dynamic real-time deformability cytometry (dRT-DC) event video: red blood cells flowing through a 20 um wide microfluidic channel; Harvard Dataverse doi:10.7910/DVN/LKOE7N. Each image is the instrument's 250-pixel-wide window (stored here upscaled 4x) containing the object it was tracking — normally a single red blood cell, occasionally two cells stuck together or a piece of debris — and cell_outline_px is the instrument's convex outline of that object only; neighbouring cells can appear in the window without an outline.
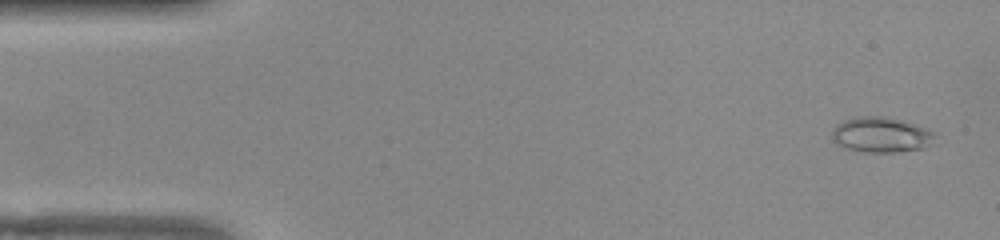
{"species": "common noctule bat (a hibernating species)", "species_latin": "Nyctalus noctula", "temperature_condition": "warm", "stored_images_in_passage": 52, "camera_frame_rate_fps": 3000, "um_per_image_px": 0.085, "animal": {"sex": "female", "body_mass_g": 22.0, "forearm_length_mm": 56.7}, "frame": {"image": 1, "passage_image": 2, "time_ms": 0.333, "image_size_px": [1000, 240], "cell_outline_px": [[936, 144], [924, 148], [896, 152], [864, 152], [844, 148], [836, 144], [832, 140], [832, 128], [836, 124], [844, 120], [856, 116], [888, 116], [904, 120], [936, 132]], "centroid_in_image_um": [74.93, 11.45], "position_along_channel_um": 10.1, "area_um2": 21.85}}
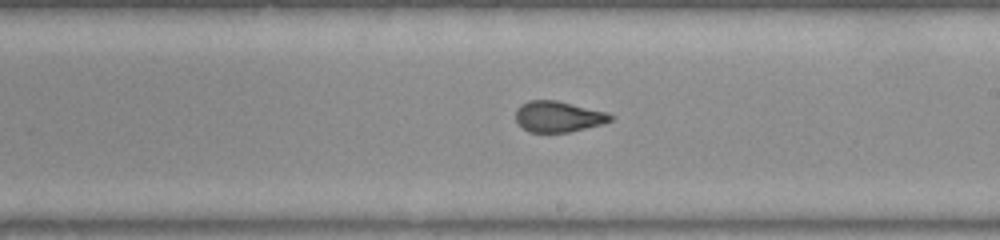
{"frame": {"image": 2, "passage_image": 29, "time_ms": 9.333, "image_size_px": [1000, 240], "cell_outline_px": [[616, 116], [612, 120], [604, 124], [568, 132], [528, 132], [516, 120], [516, 108], [520, 104], [528, 100], [556, 100], [608, 112]], "centroid_in_image_um": [47.49, 9.9], "position_along_channel_um": 241.5, "area_um2": 17.22}}
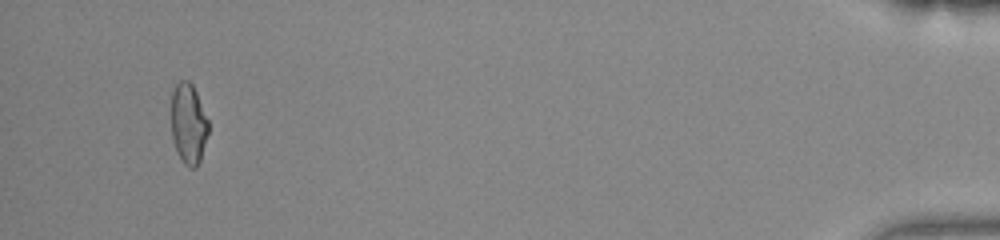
{"frame": {"image": 3, "passage_image": 49, "time_ms": 16.0, "image_size_px": [1000, 240], "cell_outline_px": [[208, 132], [200, 160], [196, 168], [188, 168], [184, 164], [172, 140], [172, 92], [176, 84], [180, 80], [188, 80], [192, 84], [196, 92], [208, 120]], "centroid_in_image_um": [16.02, 10.52], "position_along_channel_um": 419.2, "area_um2": 17.22}, "authors_computed_cell_mechanics": {"area_um2": 17.8602, "velocity_mm_per_s": 3.9036, "shape_relaxation_time_tau1_ms": null, "shape_relaxation_time_tau2_ms": 0.9312, "deformation_change_tau1": null, "deformation_change_tau2": 0.0697}}